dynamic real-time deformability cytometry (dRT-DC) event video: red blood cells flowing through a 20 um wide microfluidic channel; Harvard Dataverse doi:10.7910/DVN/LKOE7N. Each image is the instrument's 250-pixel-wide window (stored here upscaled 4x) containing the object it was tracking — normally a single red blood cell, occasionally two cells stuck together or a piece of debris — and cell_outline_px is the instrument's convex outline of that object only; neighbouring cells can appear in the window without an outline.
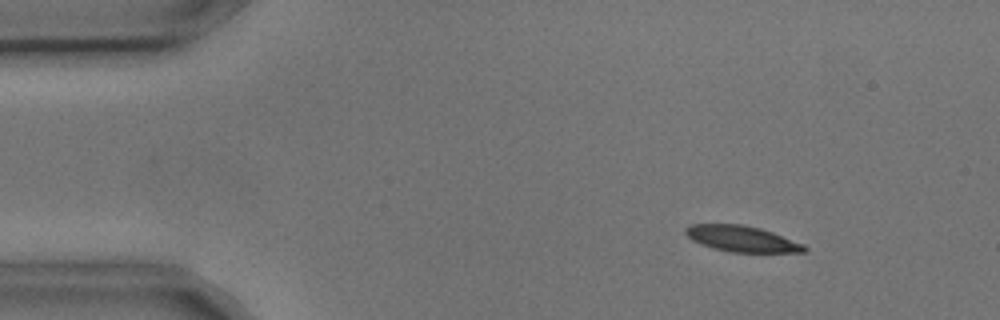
{"species": "common noctule bat (a hibernating species)", "species_latin": "Nyctalus noctula", "temperature_condition": "cold", "stored_images_in_passage": 4, "camera_frame_rate_fps": 3000, "um_per_image_px": 0.085, "animal": {"sex": "male", "body_mass_g": 17.9, "forearm_length_mm": 54.2}, "frame": {"image": 1, "passage_image": 2, "time_ms": 0.333, "image_size_px": [1000, 320], "cell_outline_px": [[808, 252], [732, 252], [700, 244], [692, 240], [684, 232], [684, 228], [688, 224], [744, 224], [760, 228], [772, 232], [804, 244], [808, 248]], "centroid_in_image_um": [63.05, 20.28], "position_along_channel_um": 21.9, "area_um2": 17.98}}